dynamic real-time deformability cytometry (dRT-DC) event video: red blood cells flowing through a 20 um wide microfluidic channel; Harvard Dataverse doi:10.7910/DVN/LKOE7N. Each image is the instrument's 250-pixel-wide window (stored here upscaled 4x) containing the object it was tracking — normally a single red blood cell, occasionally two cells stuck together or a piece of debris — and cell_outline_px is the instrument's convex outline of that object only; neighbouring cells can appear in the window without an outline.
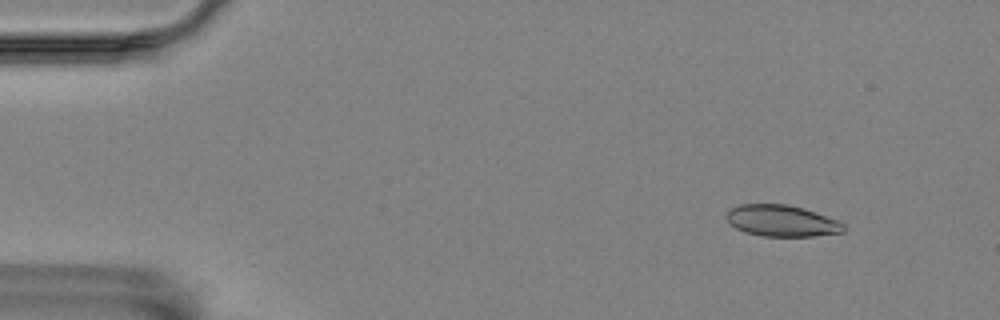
{"species": "Egyptian fruit bat (a non-hibernating species)", "species_latin": "Rousettus aegyptiacus", "temperature_condition": "room temperature", "stored_images_in_passage": 57, "camera_frame_rate_fps": 3000, "um_per_image_px": 0.085, "animal": {"sex": "female"}, "frame": {"image": 1, "passage_image": 6, "time_ms": 1.667, "image_size_px": [1000, 320], "cell_outline_px": [[844, 232], [812, 236], [760, 236], [744, 232], [736, 228], [724, 216], [732, 208], [740, 204], [788, 204], [804, 208], [836, 220], [844, 224]], "centroid_in_image_um": [66.43, 18.77], "position_along_channel_um": 18.6, "area_um2": 21.33}}
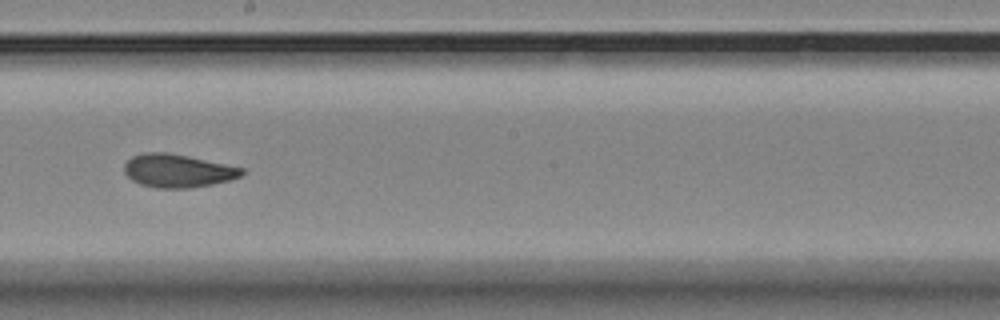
{"frame": {"image": 2, "passage_image": 32, "time_ms": 10.333, "image_size_px": [1000, 320], "cell_outline_px": [[244, 172], [240, 176], [228, 180], [212, 184], [188, 188], [156, 188], [140, 184], [132, 180], [124, 172], [124, 164], [132, 156], [144, 152], [168, 152], [188, 156], [244, 168]], "centroid_in_image_um": [15.07, 14.51], "position_along_channel_um": 233.1, "area_um2": 22.66}}
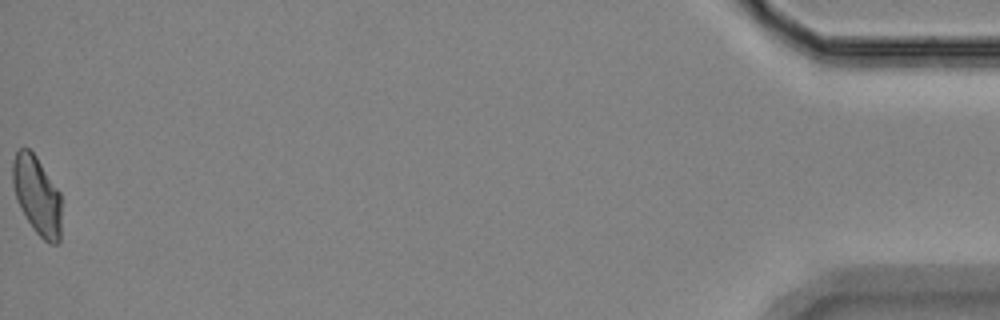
{"frame": {"image": 3, "passage_image": 57, "time_ms": 18.667, "image_size_px": [1000, 320], "cell_outline_px": [[60, 244], [48, 244], [36, 232], [28, 220], [16, 200], [12, 184], [12, 160], [16, 152], [20, 148], [28, 148], [36, 156], [60, 192]], "centroid_in_image_um": [3.13, 16.61], "position_along_channel_um": 432.1, "area_um2": 22.25}, "authors_computed_cell_mechanics": {"area_um2": 22.4264, "velocity_mm_per_s": 3.5255, "shape_relaxation_time_tau1_ms": 5.4169, "shape_relaxation_time_tau2_ms": 1.8242, "deformation_change_tau1": 0.1517, "deformation_change_tau2": 0.0637}}